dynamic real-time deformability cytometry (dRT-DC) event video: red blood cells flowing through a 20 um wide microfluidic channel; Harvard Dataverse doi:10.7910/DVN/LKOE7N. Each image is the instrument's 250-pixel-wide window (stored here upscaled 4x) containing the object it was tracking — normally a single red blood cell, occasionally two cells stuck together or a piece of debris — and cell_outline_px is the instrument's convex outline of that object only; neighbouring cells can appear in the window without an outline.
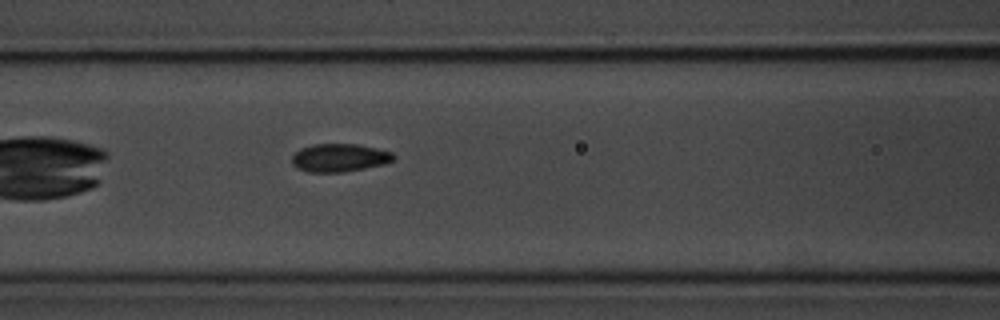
{"species": "common noctule bat (a hibernating species)", "species_latin": "Nyctalus noctula", "temperature_condition": "room temperature", "stored_images_in_passage": 33, "camera_frame_rate_fps": 3000, "um_per_image_px": 0.085, "animal": {"sex": "male", "body_mass_g": 20.1, "forearm_length_mm": 53.5}, "frame": {"image": 1, "passage_image": 10, "time_ms": 3.0, "image_size_px": [1000, 320], "cell_outline_px": [[396, 156], [392, 160], [384, 164], [344, 172], [308, 172], [296, 168], [292, 164], [292, 156], [300, 148], [312, 144], [356, 144], [392, 152]], "centroid_in_image_um": [28.82, 13.41], "position_along_channel_um": 137.8, "area_um2": 16.59}, "authors_computed_cell_mechanics": {"area_um2": 16.8198, "velocity_mm_per_s": 3.58, "shape_relaxation_time_tau1_ms": 3.8379, "shape_relaxation_time_tau2_ms": 1.3336, "deformation_change_tau1": 0.132, "deformation_change_tau2": 0.0574}}